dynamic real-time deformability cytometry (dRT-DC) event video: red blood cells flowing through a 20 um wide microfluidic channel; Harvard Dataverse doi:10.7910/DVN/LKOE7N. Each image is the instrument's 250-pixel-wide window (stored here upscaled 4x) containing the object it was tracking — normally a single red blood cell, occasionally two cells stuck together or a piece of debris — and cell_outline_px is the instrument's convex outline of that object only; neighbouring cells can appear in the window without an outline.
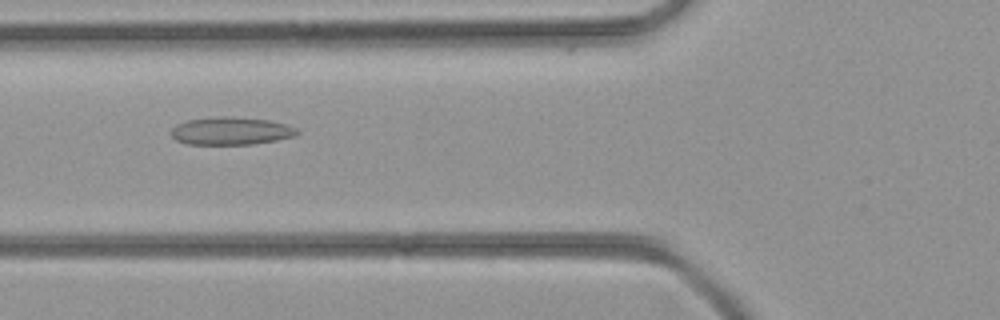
{"species": "common noctule bat (a hibernating species)", "species_latin": "Nyctalus noctula", "temperature_condition": "room temperature", "stored_images_in_passage": 41, "camera_frame_rate_fps": 3000, "um_per_image_px": 0.085, "animal": {"sex": "female", "body_mass_g": 21.9}, "frame": {"image": 1, "passage_image": 14, "time_ms": 4.333, "image_size_px": [1000, 320], "cell_outline_px": [[300, 132], [296, 136], [276, 140], [252, 144], [188, 144], [176, 140], [172, 136], [172, 128], [176, 124], [188, 120], [216, 116], [224, 116], [268, 120], [284, 124], [296, 128]], "centroid_in_image_um": [19.63, 11.13], "position_along_channel_um": 106.2, "area_um2": 20.23}}
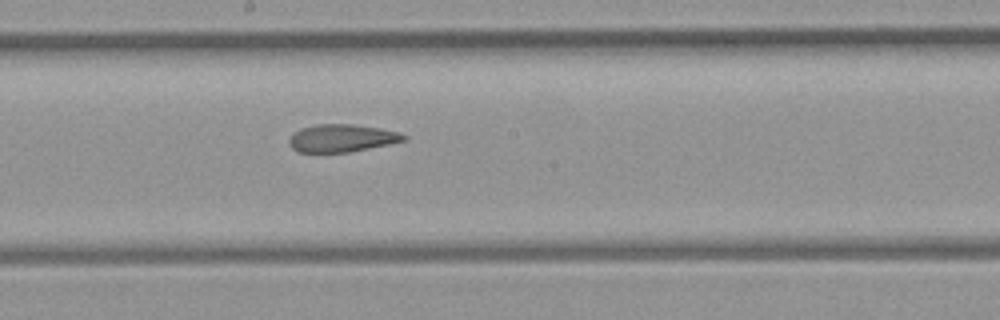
{"frame": {"image": 2, "passage_image": 21, "time_ms": 6.667, "image_size_px": [1000, 320], "cell_outline_px": [[408, 140], [348, 152], [296, 152], [288, 144], [288, 140], [300, 128], [316, 124], [352, 124], [380, 128], [400, 132], [408, 136]], "centroid_in_image_um": [29.06, 11.74], "position_along_channel_um": 219.1, "area_um2": 18.5}}
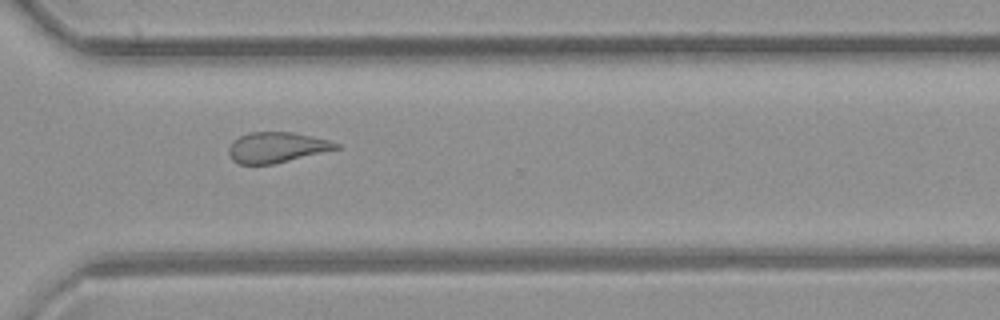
{"frame": {"image": 3, "passage_image": 29, "time_ms": 9.333, "image_size_px": [1000, 320], "cell_outline_px": [[340, 148], [272, 164], [240, 164], [232, 160], [228, 152], [228, 148], [240, 136], [252, 132], [292, 132], [328, 140], [340, 144]], "centroid_in_image_um": [23.51, 12.53], "position_along_channel_um": 347.1, "area_um2": 18.67}}